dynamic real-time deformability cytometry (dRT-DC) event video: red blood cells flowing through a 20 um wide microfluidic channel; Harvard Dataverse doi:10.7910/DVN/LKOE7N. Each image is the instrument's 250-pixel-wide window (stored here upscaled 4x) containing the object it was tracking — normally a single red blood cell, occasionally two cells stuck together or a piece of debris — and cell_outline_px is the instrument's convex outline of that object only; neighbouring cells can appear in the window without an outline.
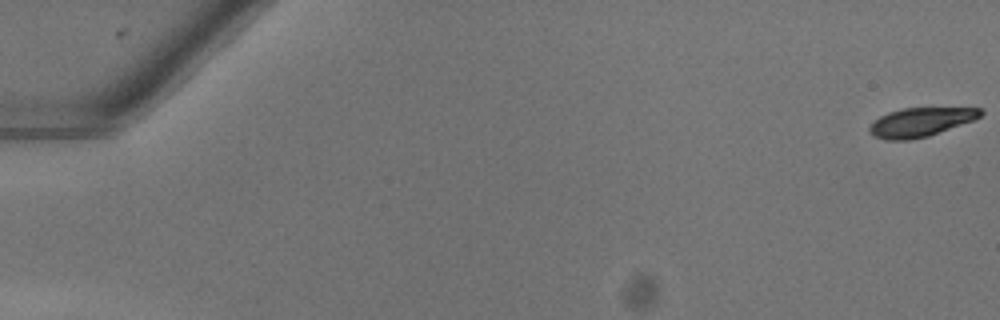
{"species": "common noctule bat (a hibernating species)", "species_latin": "Nyctalus noctula", "temperature_condition": "warm", "stored_images_in_passage": 12, "camera_frame_rate_fps": 3000, "um_per_image_px": 0.085, "animal": {"sex": "female"}, "frame": {"image": 1, "passage_image": 1, "time_ms": 0.0, "image_size_px": [1000, 320], "cell_outline_px": [[984, 112], [980, 116], [972, 120], [928, 136], [908, 140], [884, 140], [876, 136], [868, 128], [880, 116], [888, 112], [900, 108], [980, 108]], "centroid_in_image_um": [78.23, 10.37], "position_along_channel_um": 6.8, "area_um2": 18.32}}